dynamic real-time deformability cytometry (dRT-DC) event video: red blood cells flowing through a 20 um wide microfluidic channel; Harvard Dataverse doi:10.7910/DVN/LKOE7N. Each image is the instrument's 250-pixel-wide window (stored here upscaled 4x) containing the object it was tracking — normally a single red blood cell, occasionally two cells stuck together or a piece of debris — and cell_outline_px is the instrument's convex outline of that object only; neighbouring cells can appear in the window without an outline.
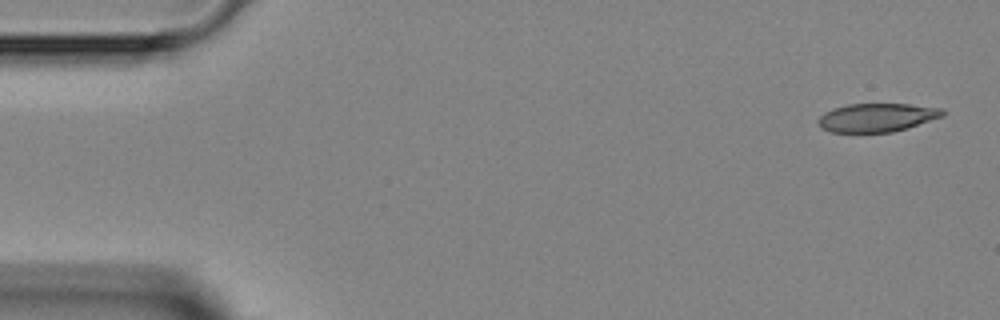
{"species": "Egyptian fruit bat (a non-hibernating species)", "species_latin": "Rousettus aegyptiacus", "temperature_condition": "room temperature", "stored_images_in_passage": 7, "camera_frame_rate_fps": 3000, "um_per_image_px": 0.085, "animal": {"sex": "female"}, "frame": {"image": 1, "passage_image": 1, "time_ms": 0.0, "image_size_px": [1000, 320], "cell_outline_px": [[948, 112], [944, 116], [892, 132], [832, 132], [820, 128], [816, 120], [824, 112], [832, 108], [848, 104], [908, 104], [940, 108]], "centroid_in_image_um": [74.5, 9.98], "position_along_channel_um": 10.5, "area_um2": 20.69}}
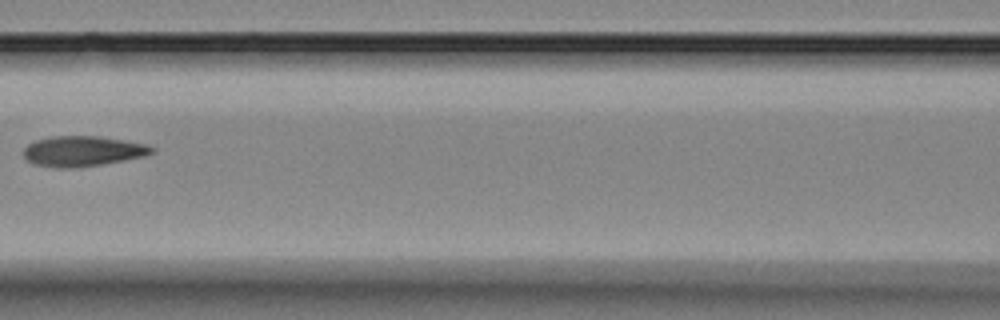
{"frame": {"image": 2, "passage_image": 6, "time_ms": 6.333, "image_size_px": [1000, 320], "cell_outline_px": [[156, 152], [144, 156], [124, 160], [76, 168], [56, 168], [32, 164], [24, 156], [24, 148], [28, 144], [36, 140], [52, 136], [96, 136], [124, 140], [148, 144], [156, 148]], "centroid_in_image_um": [7.05, 12.85], "position_along_channel_um": 159.6, "area_um2": 22.77}}
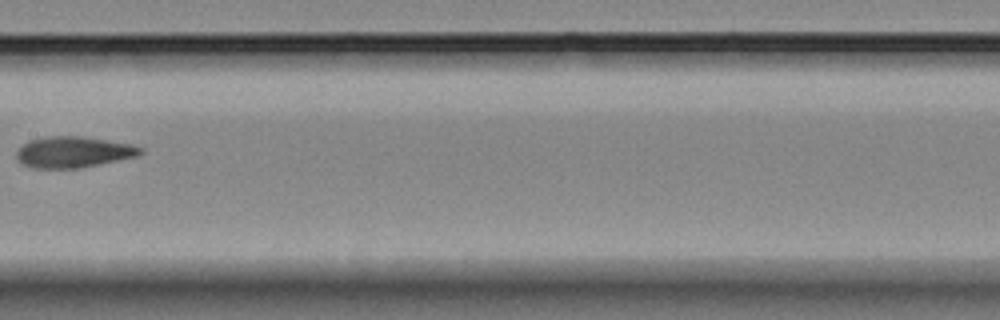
{"frame": {"image": 3, "passage_image": 7, "time_ms": 7.333, "image_size_px": [1000, 320], "cell_outline_px": [[144, 152], [136, 156], [80, 168], [32, 168], [16, 160], [16, 152], [28, 140], [44, 136], [80, 136], [132, 144], [144, 148]], "centroid_in_image_um": [6.22, 12.92], "position_along_channel_um": 201.2, "area_um2": 22.43}}